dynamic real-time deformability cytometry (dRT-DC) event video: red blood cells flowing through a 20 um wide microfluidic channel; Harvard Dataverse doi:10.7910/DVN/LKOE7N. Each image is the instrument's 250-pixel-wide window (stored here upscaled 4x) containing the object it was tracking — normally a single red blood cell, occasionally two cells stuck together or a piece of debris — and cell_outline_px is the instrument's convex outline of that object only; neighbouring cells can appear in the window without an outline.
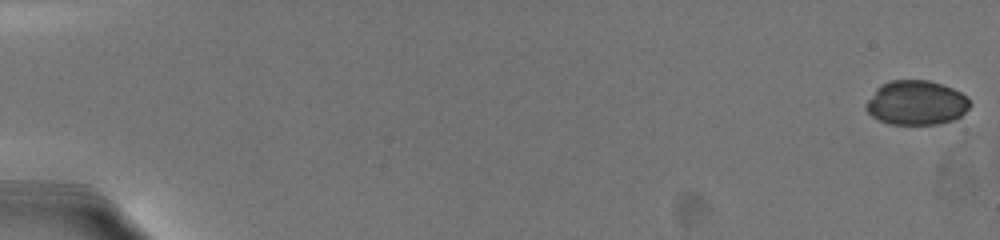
{"species": "common noctule bat (a hibernating species)", "species_latin": "Nyctalus noctula", "temperature_condition": "warm", "stored_images_in_passage": 4, "camera_frame_rate_fps": 3000, "um_per_image_px": 0.085, "animal": {"sex": "female", "body_mass_g": 19.5, "forearm_length_mm": 54.1}, "frame": {"image": 1, "passage_image": 1, "time_ms": 0.0, "image_size_px": [1000, 240], "cell_outline_px": [[972, 104], [960, 116], [952, 120], [936, 124], [888, 124], [872, 116], [864, 108], [864, 104], [876, 88], [880, 84], [892, 80], [928, 80], [952, 88], [960, 92]], "centroid_in_image_um": [77.84, 8.73], "position_along_channel_um": 7.2, "area_um2": 26.82}}